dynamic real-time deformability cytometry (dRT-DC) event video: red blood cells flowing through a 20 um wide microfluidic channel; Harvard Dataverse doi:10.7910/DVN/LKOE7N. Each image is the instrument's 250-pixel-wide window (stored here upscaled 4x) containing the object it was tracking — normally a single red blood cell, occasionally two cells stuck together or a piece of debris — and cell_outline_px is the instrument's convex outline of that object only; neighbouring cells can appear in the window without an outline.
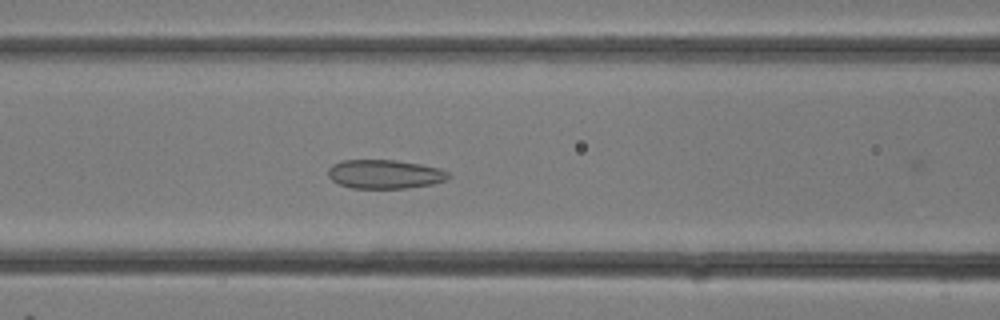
{"species": "common noctule bat (a hibernating species)", "species_latin": "Nyctalus noctula", "temperature_condition": "room temperature", "stored_images_in_passage": 32, "camera_frame_rate_fps": 3000, "um_per_image_px": 0.085, "animal": {"sex": "female"}, "frame": {"image": 1, "passage_image": 13, "time_ms": 4.0, "image_size_px": [1000, 320], "cell_outline_px": [[452, 176], [444, 180], [432, 184], [408, 188], [352, 188], [340, 184], [332, 180], [328, 176], [328, 168], [332, 164], [340, 160], [396, 160], [420, 164], [440, 168], [452, 172]], "centroid_in_image_um": [32.73, 14.79], "position_along_channel_um": 133.9, "area_um2": 20.46}}
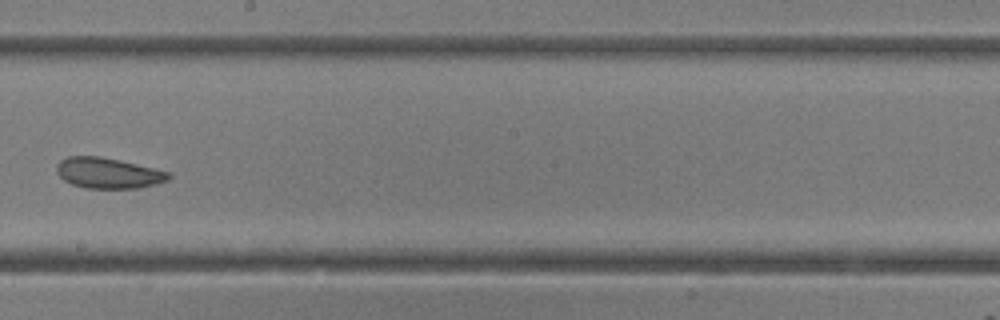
{"frame": {"image": 2, "passage_image": 18, "time_ms": 5.667, "image_size_px": [1000, 320], "cell_outline_px": [[172, 176], [168, 180], [156, 184], [140, 188], [84, 188], [72, 184], [64, 180], [56, 172], [56, 164], [60, 160], [68, 156], [100, 156], [120, 160], [168, 172]], "centroid_in_image_um": [9.16, 14.71], "position_along_channel_um": 239.0, "area_um2": 20.0}}
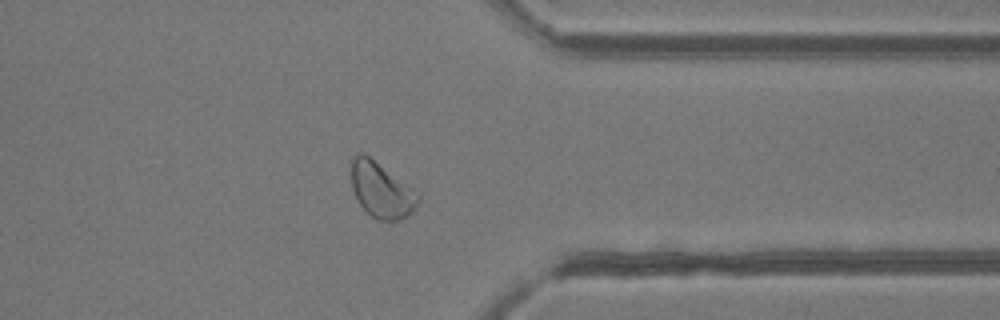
{"frame": {"image": 3, "passage_image": 25, "time_ms": 8.0, "image_size_px": [1000, 320], "cell_outline_px": [[420, 200], [416, 208], [408, 216], [400, 220], [376, 220], [356, 200], [352, 188], [352, 160], [356, 152], [364, 152], [420, 192]], "centroid_in_image_um": [32.45, 16.14], "position_along_channel_um": 378.9, "area_um2": 21.96}}